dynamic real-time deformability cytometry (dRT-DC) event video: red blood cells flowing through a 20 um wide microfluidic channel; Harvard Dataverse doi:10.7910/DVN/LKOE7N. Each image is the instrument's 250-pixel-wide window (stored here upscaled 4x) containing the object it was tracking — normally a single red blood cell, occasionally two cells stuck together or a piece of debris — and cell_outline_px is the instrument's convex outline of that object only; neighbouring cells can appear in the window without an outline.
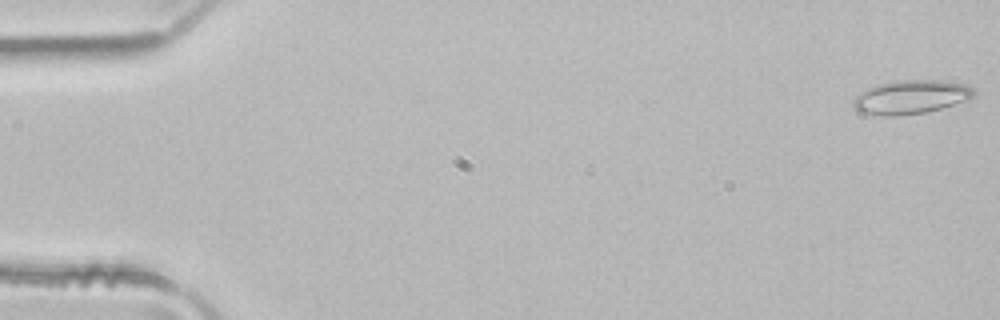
{"species": "common noctule bat (a hibernating species)", "species_latin": "Nyctalus noctula", "temperature_condition": "room temperature", "stored_images_in_passage": 4, "camera_frame_rate_fps": 3000, "um_per_image_px": 0.085, "animal": {"sex": "male", "body_mass_g": 21.5, "forearm_length_mm": 52.0}, "frame": {"image": 1, "passage_image": 1, "time_ms": 0.0, "image_size_px": [1000, 320], "cell_outline_px": [[976, 96], [928, 112], [896, 116], [884, 116], [860, 112], [852, 104], [852, 100], [860, 92], [868, 88], [892, 80], [940, 80], [964, 84], [972, 88], [976, 92]], "centroid_in_image_um": [77.4, 8.24], "position_along_channel_um": 7.6, "area_um2": 23.64}}